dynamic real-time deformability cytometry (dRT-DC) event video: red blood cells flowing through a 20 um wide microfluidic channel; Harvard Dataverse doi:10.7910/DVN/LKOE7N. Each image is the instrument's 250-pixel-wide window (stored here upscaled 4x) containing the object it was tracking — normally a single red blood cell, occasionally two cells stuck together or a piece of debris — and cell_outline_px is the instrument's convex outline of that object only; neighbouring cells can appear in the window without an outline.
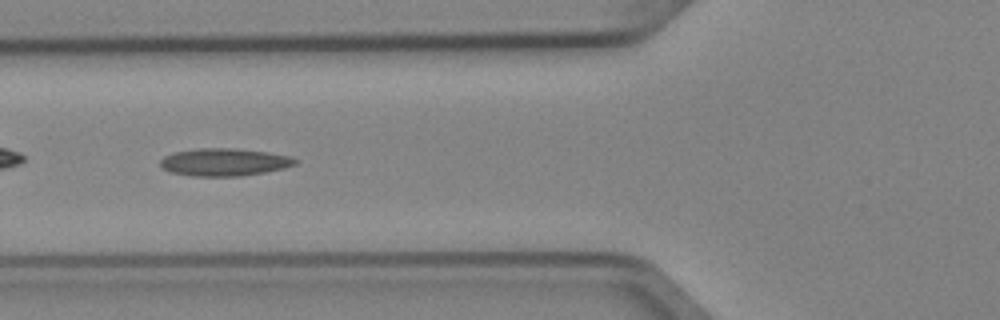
{"species": "Egyptian fruit bat (a non-hibernating species)", "species_latin": "Rousettus aegyptiacus", "temperature_condition": "cold", "stored_images_in_passage": 2, "camera_frame_rate_fps": 3000, "um_per_image_px": 0.085, "animal": {"sex": "female"}, "frame": {"image": 1, "passage_image": 2, "time_ms": 0.333, "image_size_px": [1000, 320], "cell_outline_px": [[296, 164], [284, 168], [264, 172], [240, 176], [192, 176], [172, 172], [164, 168], [160, 164], [160, 160], [164, 156], [176, 152], [200, 148], [232, 148], [268, 152], [292, 156], [296, 160]], "centroid_in_image_um": [19.09, 13.78], "position_along_channel_um": 106.7, "area_um2": 21.5}}